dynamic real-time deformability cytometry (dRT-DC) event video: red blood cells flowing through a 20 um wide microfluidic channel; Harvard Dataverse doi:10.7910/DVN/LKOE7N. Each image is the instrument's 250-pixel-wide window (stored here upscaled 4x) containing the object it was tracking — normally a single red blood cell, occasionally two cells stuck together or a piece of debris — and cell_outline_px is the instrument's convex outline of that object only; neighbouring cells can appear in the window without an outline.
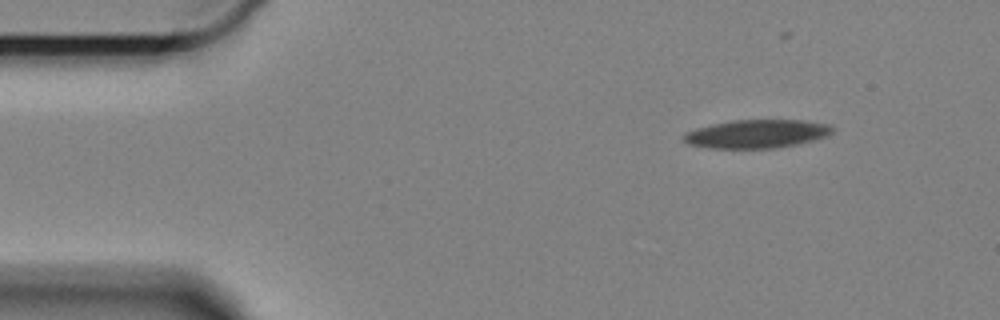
{"species": "Egyptian fruit bat (a non-hibernating species)", "species_latin": "Rousettus aegyptiacus", "temperature_condition": "cold", "stored_images_in_passage": 42, "camera_frame_rate_fps": 3000, "um_per_image_px": 0.085, "animal": {"sex": "female"}, "frame": {"image": 1, "passage_image": 1, "time_ms": 0.0, "image_size_px": [1000, 320], "cell_outline_px": [[836, 128], [828, 136], [796, 144], [776, 148], [712, 148], [688, 144], [684, 140], [684, 132], [696, 128], [712, 124], [732, 120], [804, 120], [828, 124]], "centroid_in_image_um": [64.34, 11.37], "position_along_channel_um": 20.7, "area_um2": 24.62}}
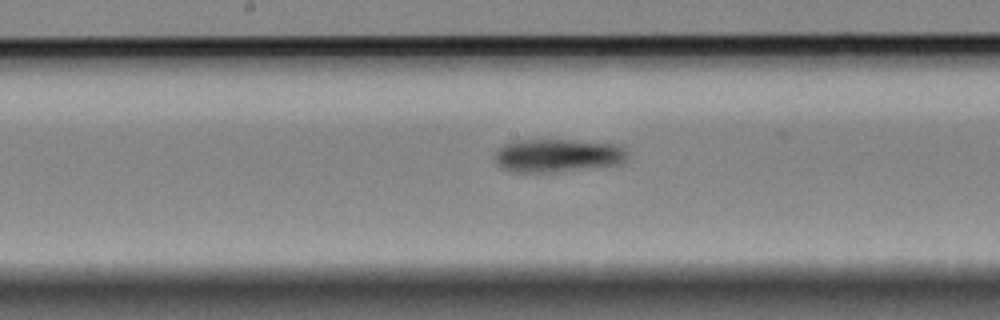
{"frame": {"image": 2, "passage_image": 24, "time_ms": 7.667, "image_size_px": [1000, 320], "cell_outline_px": [[628, 160], [620, 164], [548, 172], [516, 172], [504, 168], [496, 164], [496, 148], [504, 144], [516, 140], [572, 140], [620, 144], [628, 152]], "centroid_in_image_um": [47.43, 13.2], "position_along_channel_um": 200.8, "area_um2": 25.66}}
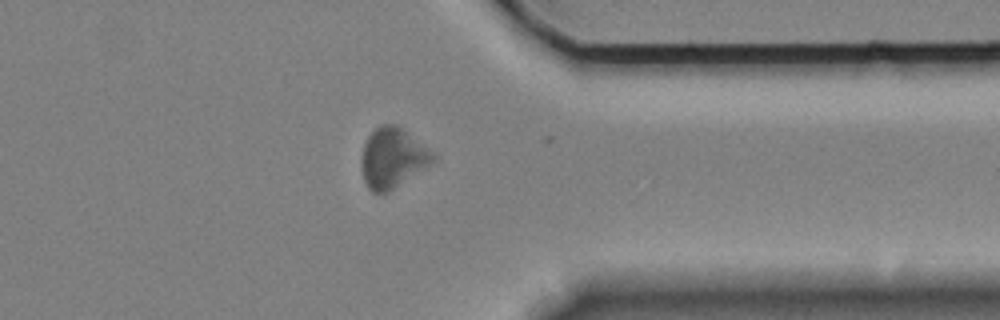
{"frame": {"image": 3, "passage_image": 41, "time_ms": 13.333, "image_size_px": [1000, 320], "cell_outline_px": [[436, 160], [388, 192], [372, 192], [368, 188], [364, 180], [360, 168], [360, 160], [364, 144], [368, 136], [380, 124], [396, 124], [428, 148], [436, 156]], "centroid_in_image_um": [33.33, 13.42], "position_along_channel_um": 378.1, "area_um2": 24.8}, "authors_computed_cell_mechanics": {"area_um2": 25.0563, "velocity_mm_per_s": 3.2574, "shape_relaxation_time_tau1_ms": null, "shape_relaxation_time_tau2_ms": 6.9069, "deformation_change_tau1": null, "deformation_change_tau2": 0.1447}}